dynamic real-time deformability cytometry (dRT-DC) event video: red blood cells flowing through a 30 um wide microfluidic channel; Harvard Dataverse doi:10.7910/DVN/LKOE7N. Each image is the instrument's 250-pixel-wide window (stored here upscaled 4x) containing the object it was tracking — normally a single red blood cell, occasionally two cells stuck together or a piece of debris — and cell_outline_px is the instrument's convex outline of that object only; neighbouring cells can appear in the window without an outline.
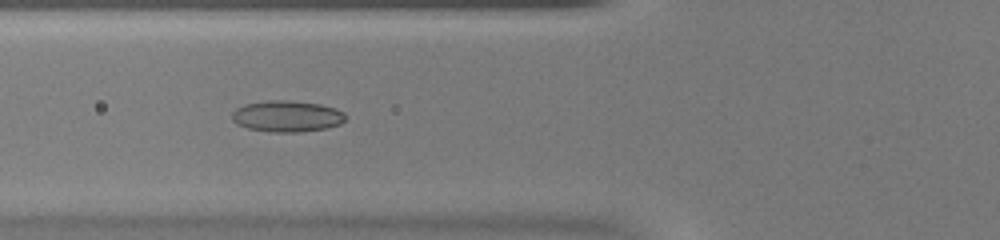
{"species": "common noctule bat (a hibernating species)", "species_latin": "Nyctalus noctula", "temperature_condition": "warm", "stored_images_in_passage": 53, "camera_frame_rate_fps": 3000, "um_per_image_px": 0.085, "animal": {"sex": "female", "body_mass_g": 20.0, "forearm_length_mm": 54.0}, "frame": {"image": 1, "passage_image": 21, "time_ms": 6.667, "image_size_px": [1000, 240], "cell_outline_px": [[348, 116], [340, 124], [328, 128], [300, 132], [268, 132], [248, 128], [236, 124], [232, 120], [232, 112], [236, 108], [244, 104], [268, 100], [288, 100], [320, 104], [336, 108], [344, 112]], "centroid_in_image_um": [24.4, 9.88], "position_along_channel_um": 101.4, "area_um2": 20.98}}
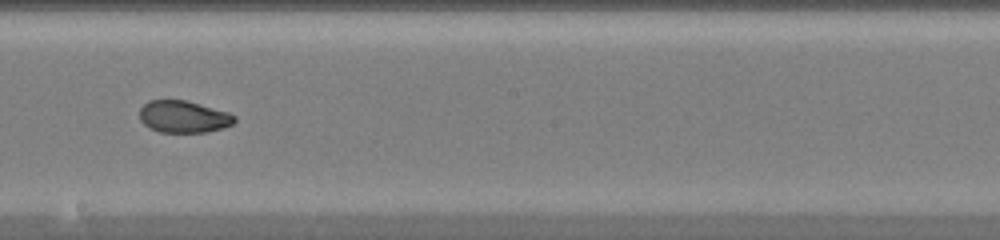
{"frame": {"image": 2, "passage_image": 31, "time_ms": 10.0, "image_size_px": [1000, 240], "cell_outline_px": [[236, 120], [232, 124], [224, 128], [204, 132], [160, 132], [148, 128], [140, 120], [140, 108], [148, 100], [184, 100], [228, 112], [236, 116]], "centroid_in_image_um": [15.58, 9.92], "position_along_channel_um": 232.6, "area_um2": 17.69}}
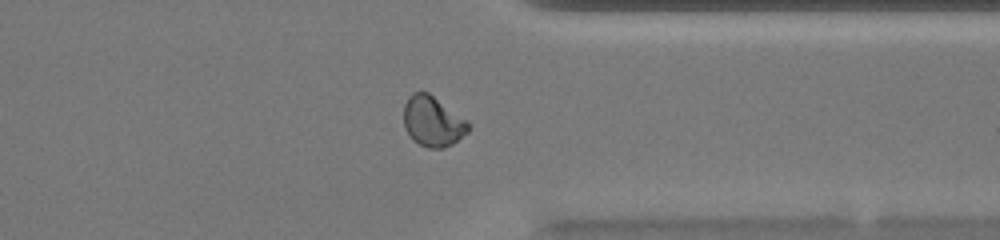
{"frame": {"image": 3, "passage_image": 42, "time_ms": 13.667, "image_size_px": [1000, 240], "cell_outline_px": [[468, 132], [452, 144], [444, 148], [428, 148], [412, 140], [404, 128], [404, 104], [408, 96], [412, 92], [428, 92], [468, 120]], "centroid_in_image_um": [36.76, 10.31], "position_along_channel_um": 374.6, "area_um2": 19.02}, "authors_computed_cell_mechanics": {"area_um2": 20.1144, "velocity_mm_per_s": 3.9395, "shape_relaxation_time_tau1_ms": null, "shape_relaxation_time_tau2_ms": 1.2789, "deformation_change_tau1": null, "deformation_change_tau2": 0.0535}}